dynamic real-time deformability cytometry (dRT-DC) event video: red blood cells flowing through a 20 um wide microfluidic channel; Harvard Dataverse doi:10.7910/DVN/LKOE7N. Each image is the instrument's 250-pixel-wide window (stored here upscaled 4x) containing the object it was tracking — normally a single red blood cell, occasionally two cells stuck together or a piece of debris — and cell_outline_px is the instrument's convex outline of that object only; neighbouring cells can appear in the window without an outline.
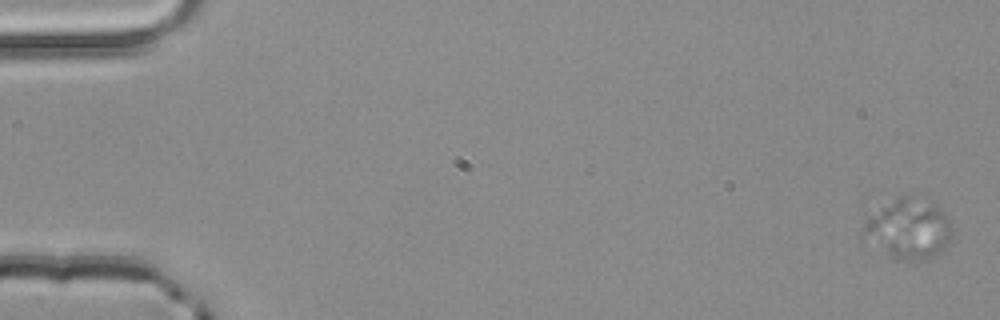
{"species": "common noctule bat (a hibernating species)", "species_latin": "Nyctalus noctula", "temperature_condition": "room temperature", "stored_images_in_passage": 4, "camera_frame_rate_fps": 3000, "um_per_image_px": 0.085, "animal": {"sex": "male", "body_mass_g": 20.4}, "frame": {"image": 1, "passage_image": 1, "time_ms": 0.0, "image_size_px": [1000, 320], "cell_outline_px": [[952, 240], [936, 256], [924, 260], [904, 260], [892, 256], [860, 244], [860, 236], [864, 224], [868, 216], [896, 196], [908, 196], [936, 204], [944, 212], [952, 228]], "centroid_in_image_um": [77.14, 19.49], "position_along_channel_um": 7.9, "area_um2": 31.91}}
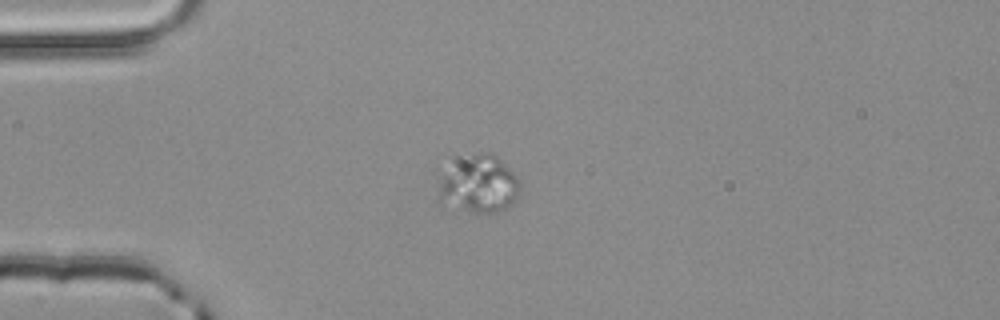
{"frame": {"image": 2, "passage_image": 4, "time_ms": 1.0, "image_size_px": [1000, 320], "cell_outline_px": [[520, 188], [516, 200], [512, 204], [496, 212], [472, 212], [440, 204], [440, 176], [468, 156], [476, 152], [492, 152], [520, 180]], "centroid_in_image_um": [40.74, 15.69], "position_along_channel_um": 44.3, "area_um2": 26.7}}